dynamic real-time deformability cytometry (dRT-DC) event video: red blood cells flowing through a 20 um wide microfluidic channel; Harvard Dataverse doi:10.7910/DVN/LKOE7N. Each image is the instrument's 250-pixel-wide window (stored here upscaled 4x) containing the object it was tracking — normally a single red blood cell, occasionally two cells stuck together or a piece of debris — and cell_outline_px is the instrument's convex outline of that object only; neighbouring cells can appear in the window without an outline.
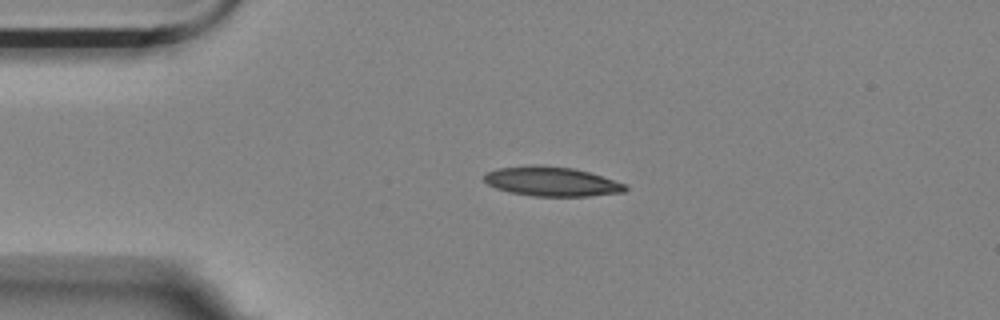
{"species": "Egyptian fruit bat (a non-hibernating species)", "species_latin": "Rousettus aegyptiacus", "temperature_condition": "room temperature", "stored_images_in_passage": 45, "camera_frame_rate_fps": 3000, "um_per_image_px": 0.085, "animal": {"sex": "female"}, "frame": {"image": 1, "passage_image": 1, "time_ms": 0.0, "image_size_px": [1000, 320], "cell_outline_px": [[628, 188], [624, 192], [588, 196], [532, 196], [512, 192], [496, 188], [488, 184], [484, 180], [484, 176], [488, 172], [496, 168], [532, 164], [536, 164], [572, 168], [588, 172], [628, 184]], "centroid_in_image_um": [46.9, 15.42], "position_along_channel_um": 38.1, "area_um2": 24.22}}
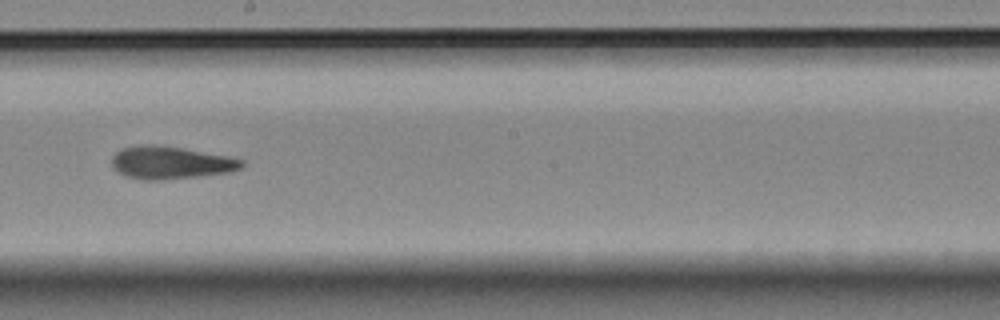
{"frame": {"image": 2, "passage_image": 20, "time_ms": 6.333, "image_size_px": [1000, 320], "cell_outline_px": [[244, 168], [228, 172], [196, 176], [160, 180], [140, 180], [128, 176], [120, 172], [112, 164], [112, 156], [120, 148], [136, 144], [156, 144], [228, 156], [244, 160]], "centroid_in_image_um": [14.49, 13.81], "position_along_channel_um": 233.7, "area_um2": 24.62}}
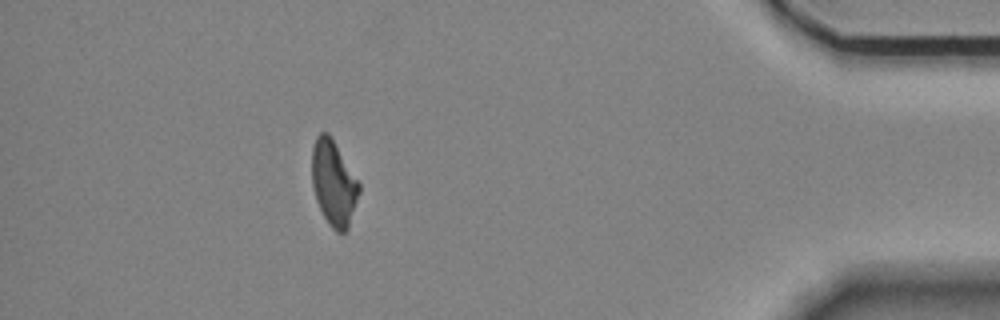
{"frame": {"image": 3, "passage_image": 39, "time_ms": 12.667, "image_size_px": [1000, 320], "cell_outline_px": [[360, 192], [348, 228], [344, 232], [336, 232], [328, 224], [316, 200], [312, 184], [312, 148], [316, 136], [320, 132], [328, 132], [360, 184]], "centroid_in_image_um": [28.35, 15.57], "position_along_channel_um": 406.9, "area_um2": 23.24}, "authors_computed_cell_mechanics": {"area_um2": 24.2182, "velocity_mm_per_s": 3.5291, "shape_relaxation_time_tau1_ms": null, "shape_relaxation_time_tau2_ms": 2.5588, "deformation_change_tau1": null, "deformation_change_tau2": 0.1065}}